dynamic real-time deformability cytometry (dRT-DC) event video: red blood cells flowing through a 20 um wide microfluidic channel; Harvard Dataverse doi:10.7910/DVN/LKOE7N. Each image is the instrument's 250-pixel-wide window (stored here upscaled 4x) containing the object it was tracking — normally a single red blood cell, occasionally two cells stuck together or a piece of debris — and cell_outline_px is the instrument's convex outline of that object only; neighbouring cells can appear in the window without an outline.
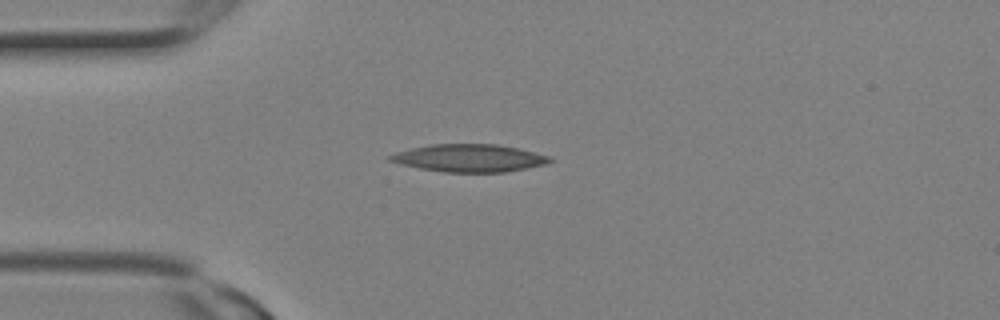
{"species": "Egyptian fruit bat (a non-hibernating species)", "species_latin": "Rousettus aegyptiacus", "temperature_condition": "room temperature", "stored_images_in_passage": 1, "camera_frame_rate_fps": 3000, "um_per_image_px": 0.085, "animal": {"sex": "female"}, "frame": {"image": 1, "passage_image": 1, "time_ms": 0.0, "image_size_px": [1000, 320], "cell_outline_px": [[556, 160], [548, 164], [528, 168], [504, 172], [444, 172], [420, 168], [400, 164], [388, 160], [388, 156], [396, 152], [428, 144], [496, 144], [520, 148], [552, 156]], "centroid_in_image_um": [39.97, 13.43], "position_along_channel_um": 45.0, "area_um2": 26.01}}